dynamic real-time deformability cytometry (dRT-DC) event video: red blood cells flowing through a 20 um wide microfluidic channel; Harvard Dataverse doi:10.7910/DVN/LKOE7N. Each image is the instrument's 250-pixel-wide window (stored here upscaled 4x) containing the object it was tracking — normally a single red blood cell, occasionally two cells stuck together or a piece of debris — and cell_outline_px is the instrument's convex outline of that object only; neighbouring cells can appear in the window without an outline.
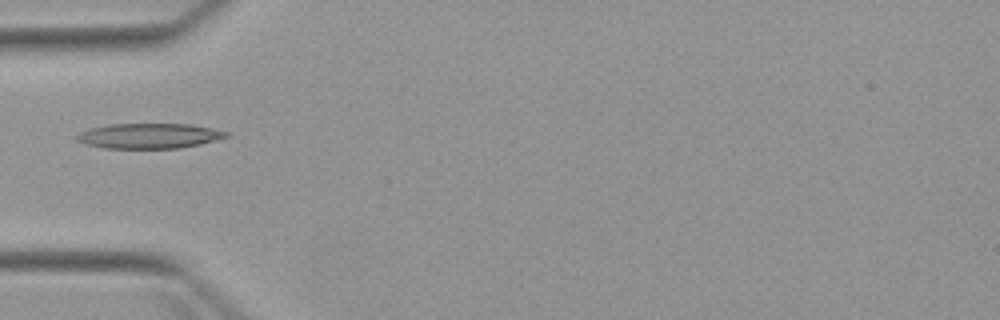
{"species": "Egyptian fruit bat (a non-hibernating species)", "species_latin": "Rousettus aegyptiacus", "temperature_condition": "warm", "stored_images_in_passage": 3, "camera_frame_rate_fps": 3000, "um_per_image_px": 0.085, "animal": {"sex": "female"}, "frame": {"image": 1, "passage_image": 1, "time_ms": 0.0, "image_size_px": [1000, 320], "cell_outline_px": [[228, 136], [216, 140], [200, 144], [180, 148], [104, 148], [84, 144], [76, 140], [76, 136], [80, 132], [88, 128], [108, 124], [192, 124], [212, 128], [228, 132]], "centroid_in_image_um": [12.65, 11.54], "position_along_channel_um": 72.4, "area_um2": 21.96}}
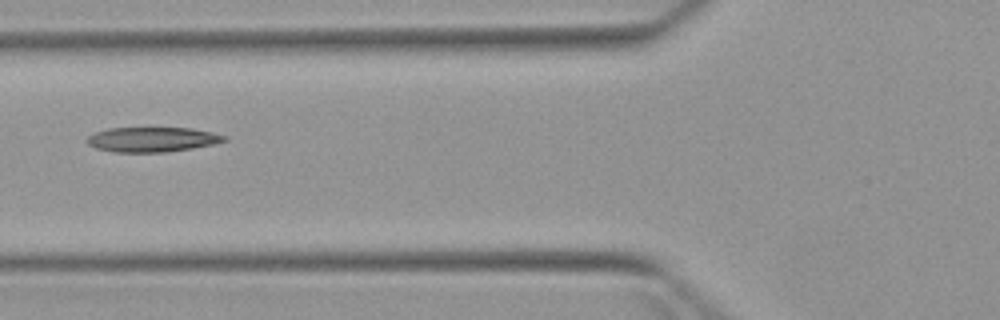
{"frame": {"image": 2, "passage_image": 2, "time_ms": 1.0, "image_size_px": [1000, 320], "cell_outline_px": [[228, 140], [212, 144], [192, 148], [164, 152], [112, 152], [96, 148], [88, 144], [84, 140], [88, 136], [96, 132], [108, 128], [192, 128], [212, 132], [228, 136]], "centroid_in_image_um": [12.93, 11.85], "position_along_channel_um": 112.9, "area_um2": 19.88}}
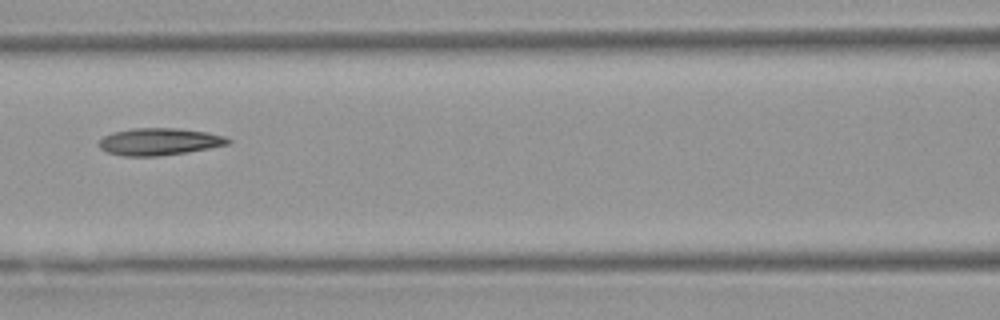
{"frame": {"image": 3, "passage_image": 3, "time_ms": 2.0, "image_size_px": [1000, 320], "cell_outline_px": [[232, 140], [228, 144], [208, 148], [184, 152], [156, 156], [124, 156], [108, 152], [100, 148], [96, 144], [104, 136], [112, 132], [132, 128], [176, 128], [208, 132], [224, 136]], "centroid_in_image_um": [13.5, 12.03], "position_along_channel_um": 153.1, "area_um2": 20.29}}